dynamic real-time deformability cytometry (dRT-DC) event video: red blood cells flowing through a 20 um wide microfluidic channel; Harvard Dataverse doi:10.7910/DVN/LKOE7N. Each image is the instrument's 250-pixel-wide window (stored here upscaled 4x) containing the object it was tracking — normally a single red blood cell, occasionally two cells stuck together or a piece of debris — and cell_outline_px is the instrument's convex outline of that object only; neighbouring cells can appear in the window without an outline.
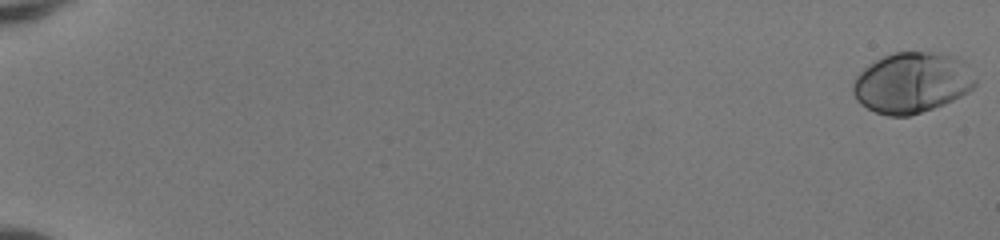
{"species": "human", "species_latin": "Homo sapiens", "temperature_condition": "room temperature", "stored_images_in_passage": 53, "camera_frame_rate_fps": 3000, "um_per_image_px": 0.085, "donor": {"sex": "female"}, "frame": {"image": 1, "passage_image": 1, "time_ms": 0.0, "image_size_px": [1000, 240], "cell_outline_px": [[976, 84], [968, 92], [944, 104], [908, 116], [888, 116], [876, 112], [860, 104], [856, 100], [852, 92], [852, 84], [856, 76], [868, 64], [884, 56], [896, 52], [940, 52], [956, 56], [964, 60], [968, 64], [976, 80]], "centroid_in_image_um": [77.52, 7.01], "position_along_channel_um": 7.5, "area_um2": 43.47}}
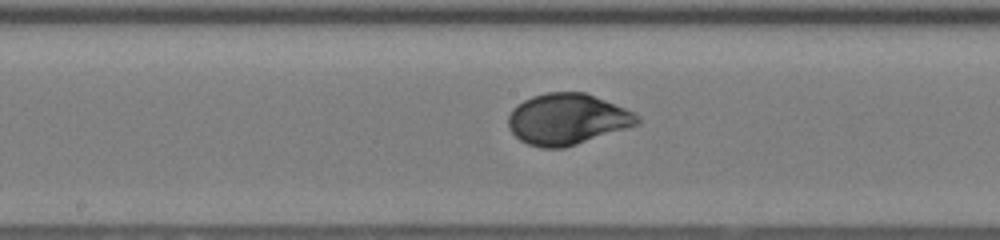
{"frame": {"image": 2, "passage_image": 31, "time_ms": 10.0, "image_size_px": [1000, 240], "cell_outline_px": [[640, 124], [564, 148], [540, 148], [528, 144], [520, 140], [508, 128], [508, 116], [512, 108], [524, 100], [532, 96], [548, 92], [584, 92], [624, 108], [640, 116]], "centroid_in_image_um": [48.19, 10.14], "position_along_channel_um": 200.0, "area_um2": 38.26}}
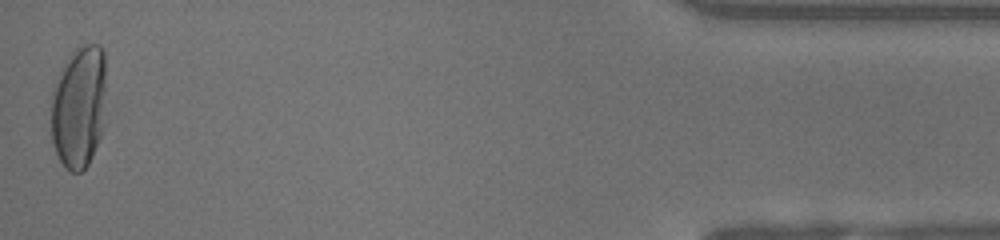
{"frame": {"image": 3, "passage_image": 53, "time_ms": 17.333, "image_size_px": [1000, 240], "cell_outline_px": [[104, 92], [100, 136], [92, 156], [88, 164], [80, 172], [68, 172], [64, 168], [52, 144], [48, 120], [52, 96], [60, 72], [68, 56], [80, 44], [100, 44], [104, 52]], "centroid_in_image_um": [6.64, 9.1], "position_along_channel_um": 428.6, "area_um2": 39.48}, "authors_computed_cell_mechanics": {"area_um2": 38.0324, "velocity_mm_per_s": 4.0862, "shape_relaxation_time_tau1_ms": 3.4942, "shape_relaxation_time_tau2_ms": null, "deformation_change_tau1": 0.1838, "deformation_change_tau2": null}}